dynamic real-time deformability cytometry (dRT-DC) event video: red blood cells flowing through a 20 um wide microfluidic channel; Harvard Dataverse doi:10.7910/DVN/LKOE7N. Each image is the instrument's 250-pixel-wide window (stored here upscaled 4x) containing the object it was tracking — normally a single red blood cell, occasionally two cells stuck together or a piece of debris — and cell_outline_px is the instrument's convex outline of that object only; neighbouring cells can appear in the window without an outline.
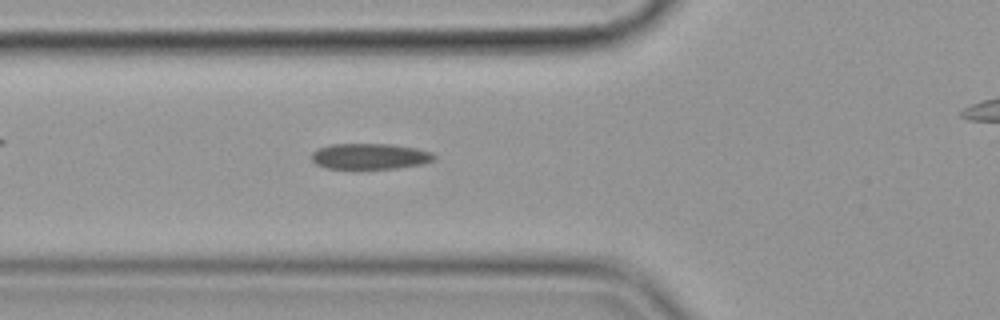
{"species": "common noctule bat (a hibernating species)", "species_latin": "Nyctalus noctula", "temperature_condition": "cold", "stored_images_in_passage": 39, "camera_frame_rate_fps": 3000, "um_per_image_px": 0.085, "animal": {"sex": "female", "body_mass_g": 19.9}, "frame": {"image": 1, "passage_image": 9, "time_ms": 2.667, "image_size_px": [1000, 320], "cell_outline_px": [[436, 160], [420, 164], [396, 168], [324, 168], [316, 164], [312, 160], [312, 152], [320, 148], [332, 144], [388, 144], [416, 148], [432, 152], [436, 156]], "centroid_in_image_um": [31.46, 13.28], "position_along_channel_um": 94.3, "area_um2": 18.26}}
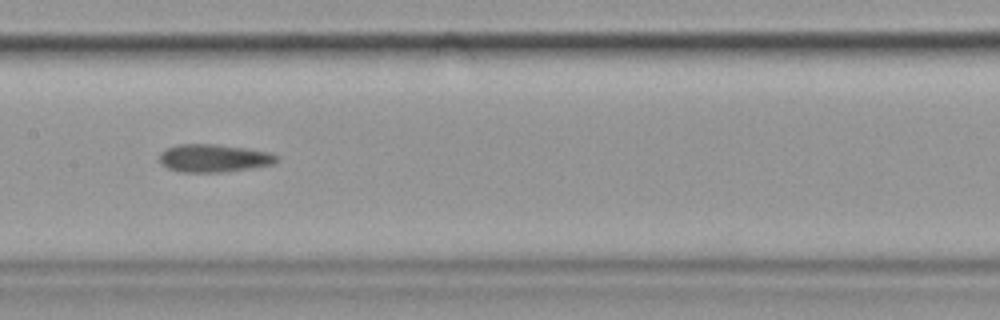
{"frame": {"image": 2, "passage_image": 17, "time_ms": 5.333, "image_size_px": [1000, 320], "cell_outline_px": [[276, 160], [272, 164], [248, 168], [220, 172], [180, 172], [168, 168], [160, 164], [160, 152], [168, 148], [180, 144], [216, 144], [244, 148], [268, 152], [276, 156]], "centroid_in_image_um": [18.1, 13.44], "position_along_channel_um": 189.3, "area_um2": 18.67}}
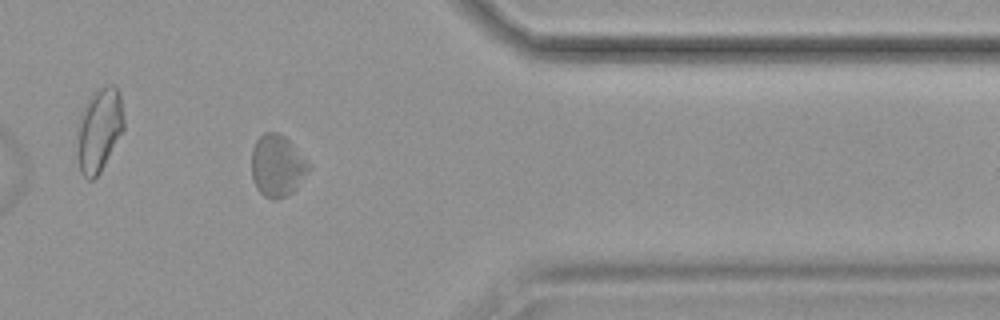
{"frame": {"image": 3, "passage_image": 35, "time_ms": 11.333, "image_size_px": [1000, 320], "cell_outline_px": [[312, 164], [308, 172], [296, 188], [292, 192], [276, 200], [272, 200], [264, 196], [256, 188], [252, 176], [252, 148], [256, 140], [264, 132], [276, 132], [284, 136]], "centroid_in_image_um": [23.57, 14.09], "position_along_channel_um": 387.8, "area_um2": 20.63}}